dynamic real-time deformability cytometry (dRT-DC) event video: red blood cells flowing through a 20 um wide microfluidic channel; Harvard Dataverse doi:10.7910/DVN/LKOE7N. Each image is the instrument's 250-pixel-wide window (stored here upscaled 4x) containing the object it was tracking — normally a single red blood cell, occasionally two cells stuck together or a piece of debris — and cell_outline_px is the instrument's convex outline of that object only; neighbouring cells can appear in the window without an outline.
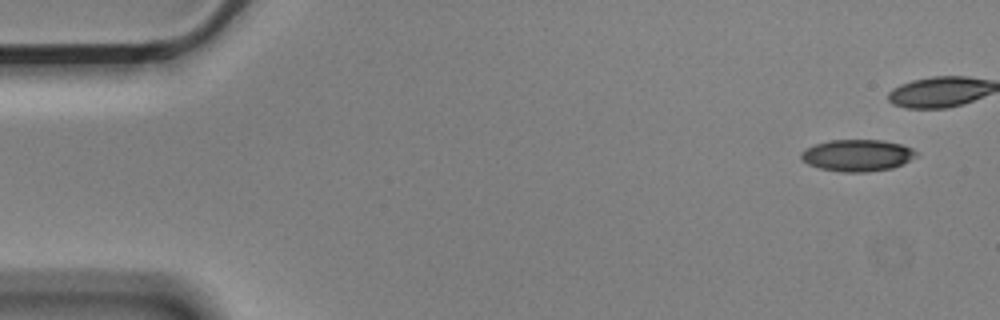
{"species": "Egyptian fruit bat (a non-hibernating species)", "species_latin": "Rousettus aegyptiacus", "temperature_condition": "cold", "stored_images_in_passage": 4, "camera_frame_rate_fps": 3000, "um_per_image_px": 0.085, "animal": {"sex": "male"}, "frame": {"image": 1, "passage_image": 1, "time_ms": 0.0, "image_size_px": [1000, 320], "cell_outline_px": [[916, 156], [892, 168], [868, 172], [840, 172], [820, 168], [808, 164], [800, 160], [800, 152], [816, 144], [828, 140], [880, 140], [900, 144], [912, 148], [916, 152]], "centroid_in_image_um": [72.82, 13.21], "position_along_channel_um": 12.2, "area_um2": 21.15}}